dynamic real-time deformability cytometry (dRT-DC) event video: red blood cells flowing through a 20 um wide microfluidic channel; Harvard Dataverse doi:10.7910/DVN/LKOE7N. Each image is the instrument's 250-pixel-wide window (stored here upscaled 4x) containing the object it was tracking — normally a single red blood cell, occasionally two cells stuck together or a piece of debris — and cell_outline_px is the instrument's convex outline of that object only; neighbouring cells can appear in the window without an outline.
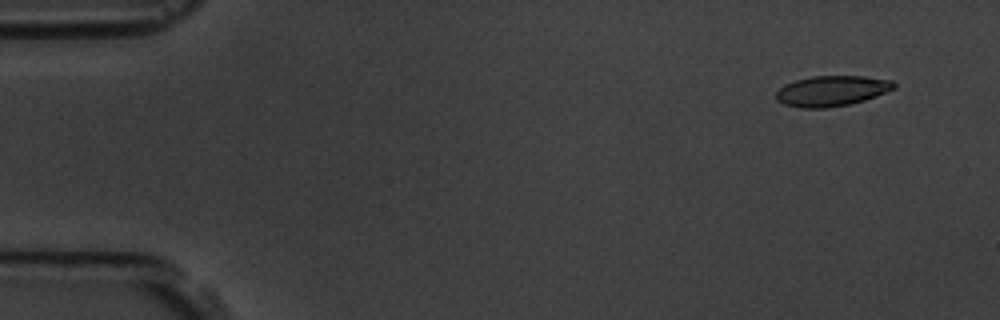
{"species": "common noctule bat (a hibernating species)", "species_latin": "Nyctalus noctula", "temperature_condition": "room temperature", "stored_images_in_passage": 4, "camera_frame_rate_fps": 3000, "um_per_image_px": 0.085, "animal": {"sex": "male", "body_mass_g": 19.5, "forearm_length_mm": 54.6}, "frame": {"image": 1, "passage_image": 1, "time_ms": 0.0, "image_size_px": [1000, 320], "cell_outline_px": [[896, 88], [876, 96], [864, 100], [848, 104], [828, 108], [800, 108], [784, 104], [776, 100], [776, 92], [784, 84], [796, 80], [812, 76], [864, 76], [892, 80], [896, 84]], "centroid_in_image_um": [70.69, 7.72], "position_along_channel_um": 14.3, "area_um2": 20.98}}
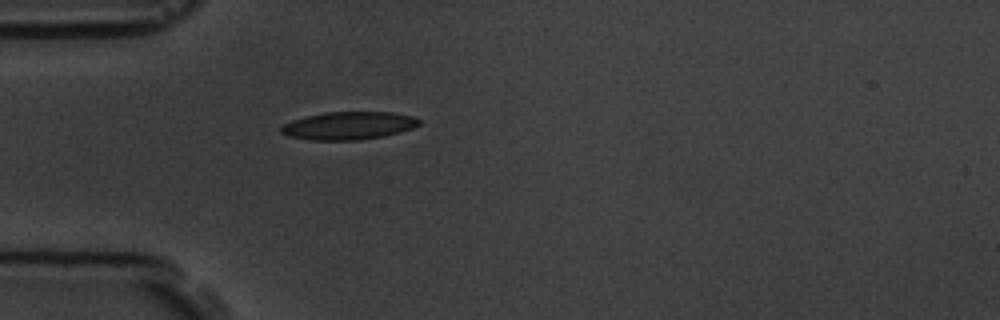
{"frame": {"image": 2, "passage_image": 4, "time_ms": 4.0, "image_size_px": [1000, 320], "cell_outline_px": [[420, 124], [412, 128], [400, 132], [384, 136], [360, 140], [312, 140], [288, 136], [280, 132], [280, 128], [284, 124], [292, 120], [304, 116], [324, 112], [392, 112], [412, 116], [420, 120]], "centroid_in_image_um": [29.61, 10.68], "position_along_channel_um": 55.4, "area_um2": 22.48}}